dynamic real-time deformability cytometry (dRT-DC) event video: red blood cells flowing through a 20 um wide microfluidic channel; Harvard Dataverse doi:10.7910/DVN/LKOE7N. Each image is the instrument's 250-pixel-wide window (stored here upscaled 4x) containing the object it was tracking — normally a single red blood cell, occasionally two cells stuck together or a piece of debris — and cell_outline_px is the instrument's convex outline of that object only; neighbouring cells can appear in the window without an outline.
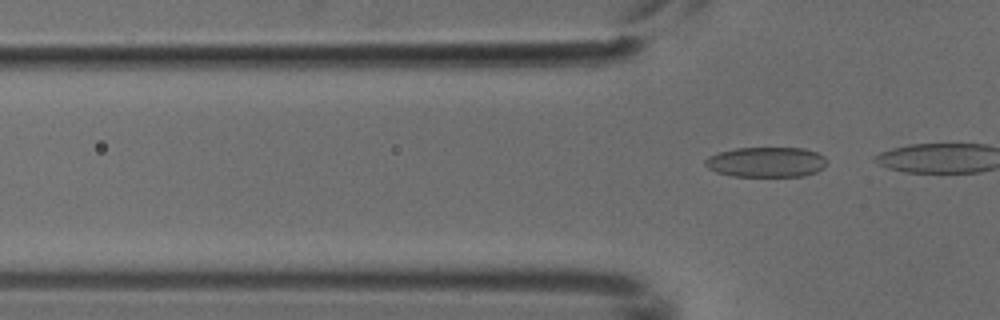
{"species": "common noctule bat (a hibernating species)", "species_latin": "Nyctalus noctula", "temperature_condition": "cold", "stored_images_in_passage": 6, "camera_frame_rate_fps": 3000, "um_per_image_px": 0.085, "animal": {"sex": "male", "body_mass_g": 18.8}, "frame": {"image": 1, "passage_image": 6, "time_ms": 1.667, "image_size_px": [1000, 320], "cell_outline_px": [[824, 168], [816, 172], [804, 176], [732, 176], [716, 172], [708, 168], [704, 164], [704, 160], [708, 156], [720, 152], [736, 148], [804, 148], [816, 152], [824, 156]], "centroid_in_image_um": [65.1, 13.78], "position_along_channel_um": 60.7, "area_um2": 21.33}}